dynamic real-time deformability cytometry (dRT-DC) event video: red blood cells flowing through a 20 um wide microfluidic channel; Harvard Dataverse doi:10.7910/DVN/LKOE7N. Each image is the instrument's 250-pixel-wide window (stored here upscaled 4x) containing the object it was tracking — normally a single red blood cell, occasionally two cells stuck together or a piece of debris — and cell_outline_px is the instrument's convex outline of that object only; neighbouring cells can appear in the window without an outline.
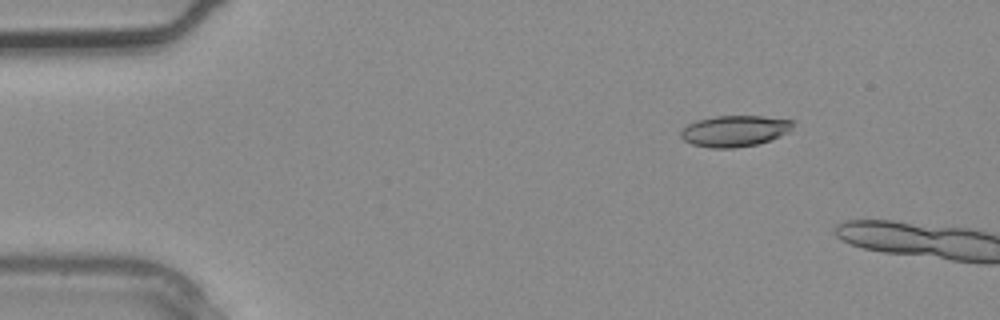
{"species": "common noctule bat (a hibernating species)", "species_latin": "Nyctalus noctula", "temperature_condition": "warm", "stored_images_in_passage": 3, "camera_frame_rate_fps": 3000, "um_per_image_px": 0.085, "animal": {"sex": "male", "body_mass_g": 20.4}, "frame": {"image": 1, "passage_image": 2, "time_ms": 0.333, "image_size_px": [1000, 320], "cell_outline_px": [[792, 132], [756, 144], [736, 148], [712, 148], [692, 144], [684, 140], [680, 136], [680, 132], [688, 124], [696, 120], [716, 116], [764, 116], [792, 120]], "centroid_in_image_um": [62.45, 11.13], "position_along_channel_um": 22.5, "area_um2": 20.35}}